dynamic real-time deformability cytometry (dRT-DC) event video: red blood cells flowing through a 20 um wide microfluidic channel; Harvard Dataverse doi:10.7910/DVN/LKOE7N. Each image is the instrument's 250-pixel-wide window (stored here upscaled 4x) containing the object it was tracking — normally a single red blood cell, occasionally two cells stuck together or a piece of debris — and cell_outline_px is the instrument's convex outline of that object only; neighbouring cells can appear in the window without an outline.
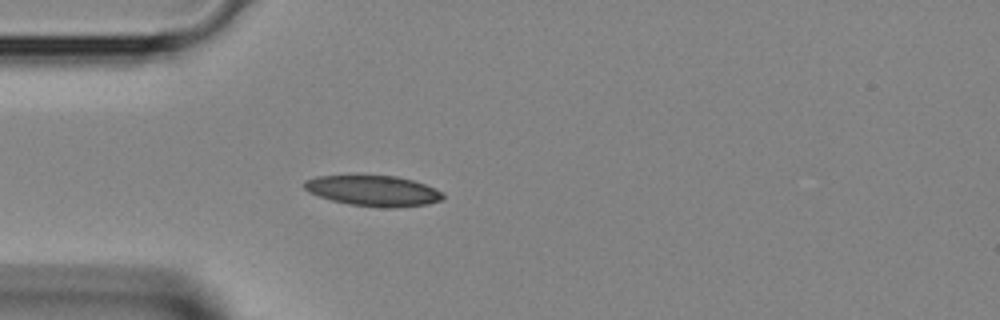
{"species": "Egyptian fruit bat (a non-hibernating species)", "species_latin": "Rousettus aegyptiacus", "temperature_condition": "room temperature", "stored_images_in_passage": 1, "camera_frame_rate_fps": 3000, "um_per_image_px": 0.085, "animal": {"sex": "female"}, "frame": {"image": 1, "passage_image": 1, "time_ms": 0.0, "image_size_px": [1000, 320], "cell_outline_px": [[444, 200], [428, 204], [396, 208], [384, 208], [348, 204], [332, 200], [308, 192], [304, 188], [304, 180], [316, 176], [356, 172], [396, 176], [412, 180], [436, 188], [444, 192]], "centroid_in_image_um": [31.71, 16.17], "position_along_channel_um": 53.3, "area_um2": 25.95}}